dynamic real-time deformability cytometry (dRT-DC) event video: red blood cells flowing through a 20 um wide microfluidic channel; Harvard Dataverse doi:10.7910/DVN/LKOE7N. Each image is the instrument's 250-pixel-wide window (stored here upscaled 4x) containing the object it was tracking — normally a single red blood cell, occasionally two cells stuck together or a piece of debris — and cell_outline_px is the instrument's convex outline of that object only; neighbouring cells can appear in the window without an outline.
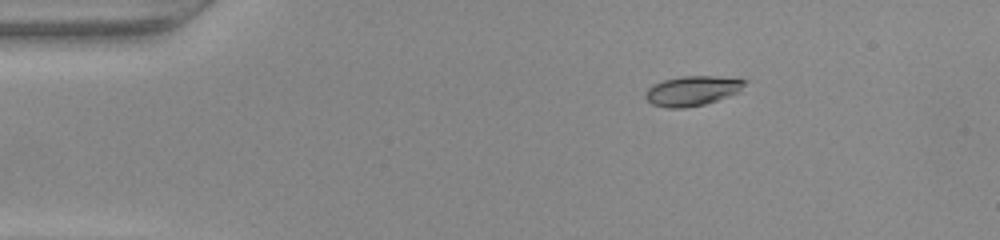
{"species": "common noctule bat (a hibernating species)", "species_latin": "Nyctalus noctula", "temperature_condition": "warm", "stored_images_in_passage": 42, "camera_frame_rate_fps": 3000, "um_per_image_px": 0.085, "animal": {"sex": "female", "body_mass_g": 22.0, "forearm_length_mm": 56.7}, "frame": {"image": 1, "passage_image": 1, "time_ms": 0.0, "image_size_px": [1000, 240], "cell_outline_px": [[748, 80], [740, 92], [704, 104], [684, 108], [668, 108], [652, 104], [644, 96], [644, 92], [652, 84], [664, 80], [680, 76], [716, 76]], "centroid_in_image_um": [58.83, 7.71], "position_along_channel_um": 26.2, "area_um2": 17.28}}
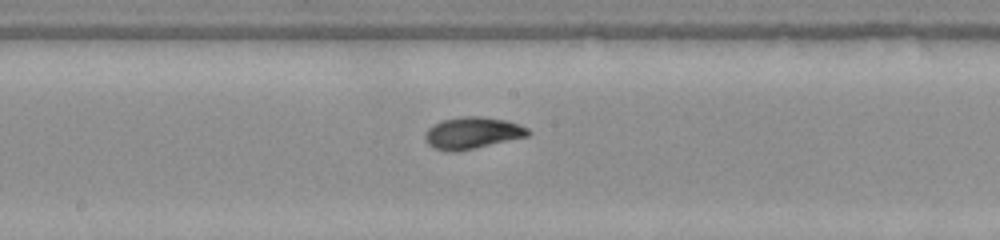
{"frame": {"image": 2, "passage_image": 19, "time_ms": 6.0, "image_size_px": [1000, 240], "cell_outline_px": [[532, 132], [528, 136], [472, 148], [452, 152], [436, 148], [428, 144], [424, 140], [424, 132], [432, 124], [444, 120], [460, 116], [480, 116], [504, 120], [520, 124], [528, 128]], "centroid_in_image_um": [40.13, 11.28], "position_along_channel_um": 208.1, "area_um2": 18.9}}
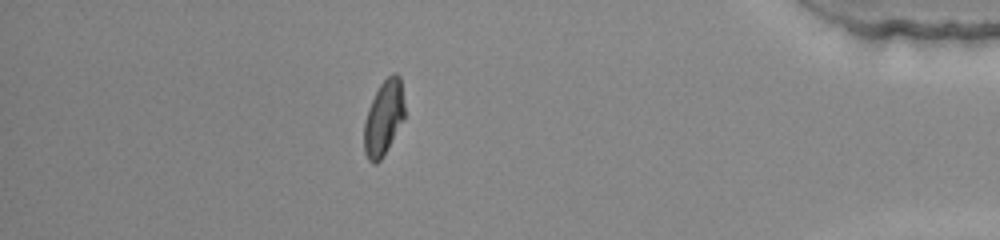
{"frame": {"image": 3, "passage_image": 36, "time_ms": 11.667, "image_size_px": [1000, 240], "cell_outline_px": [[404, 120], [380, 160], [376, 164], [372, 164], [368, 160], [364, 152], [364, 124], [368, 108], [380, 84], [392, 72], [396, 72], [400, 76], [404, 104]], "centroid_in_image_um": [32.61, 10.01], "position_along_channel_um": 402.6, "area_um2": 17.63}}